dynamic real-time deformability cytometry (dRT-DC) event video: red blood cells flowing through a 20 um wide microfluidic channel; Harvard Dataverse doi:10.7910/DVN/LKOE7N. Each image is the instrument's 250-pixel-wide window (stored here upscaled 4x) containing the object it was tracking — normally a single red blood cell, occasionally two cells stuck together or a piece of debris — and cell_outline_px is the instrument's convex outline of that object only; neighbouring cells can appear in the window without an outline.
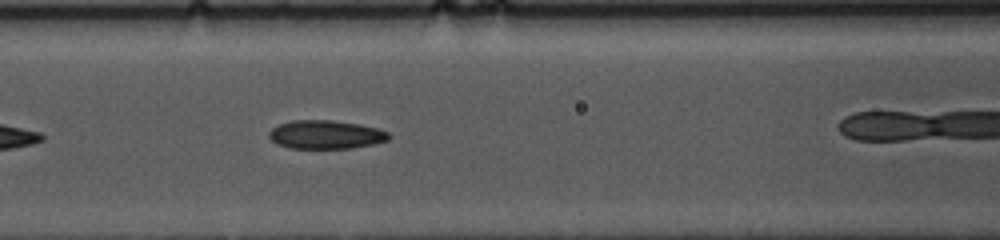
{"species": "common noctule bat (a hibernating species)", "species_latin": "Nyctalus noctula", "temperature_condition": "cold", "stored_images_in_passage": 18, "camera_frame_rate_fps": 3000, "um_per_image_px": 0.085, "animal": {"sex": "female", "body_mass_g": 10.0, "forearm_length_mm": 53.1}, "frame": {"image": 1, "passage_image": 11, "time_ms": 3.333, "image_size_px": [1000, 240], "cell_outline_px": [[392, 136], [388, 140], [372, 144], [352, 148], [292, 148], [276, 144], [268, 136], [268, 132], [272, 128], [280, 124], [292, 120], [332, 120], [360, 124], [376, 128], [388, 132]], "centroid_in_image_um": [27.69, 11.44], "position_along_channel_um": 138.9, "area_um2": 19.94}}